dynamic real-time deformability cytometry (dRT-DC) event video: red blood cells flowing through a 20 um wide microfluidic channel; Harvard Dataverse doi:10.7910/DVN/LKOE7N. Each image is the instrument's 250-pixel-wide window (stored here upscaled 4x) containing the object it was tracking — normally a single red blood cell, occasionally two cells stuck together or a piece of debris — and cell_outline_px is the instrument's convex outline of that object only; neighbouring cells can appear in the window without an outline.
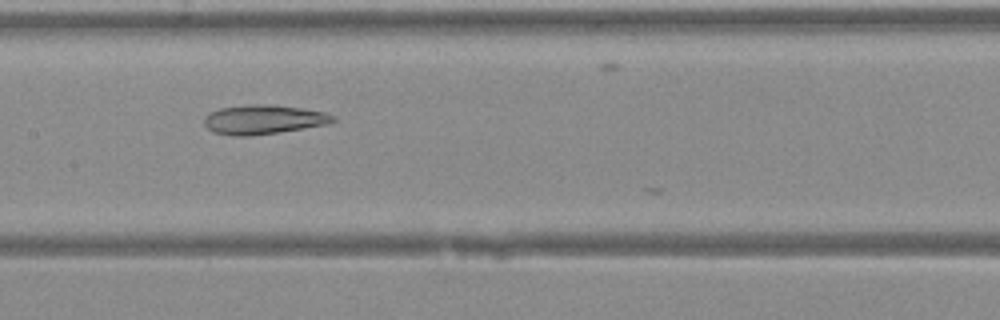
{"species": "Egyptian fruit bat (a non-hibernating species)", "species_latin": "Rousettus aegyptiacus", "temperature_condition": "warm", "stored_images_in_passage": 15, "camera_frame_rate_fps": 3000, "um_per_image_px": 0.085, "animal": {"sex": "female"}, "frame": {"image": 1, "passage_image": 14, "time_ms": 4.333, "image_size_px": [1000, 320], "cell_outline_px": [[336, 120], [324, 124], [276, 132], [248, 136], [232, 136], [212, 132], [204, 124], [204, 120], [212, 112], [220, 108], [248, 104], [272, 104], [300, 108], [324, 112], [332, 116]], "centroid_in_image_um": [22.33, 10.15], "position_along_channel_um": 185.1, "area_um2": 21.5}}